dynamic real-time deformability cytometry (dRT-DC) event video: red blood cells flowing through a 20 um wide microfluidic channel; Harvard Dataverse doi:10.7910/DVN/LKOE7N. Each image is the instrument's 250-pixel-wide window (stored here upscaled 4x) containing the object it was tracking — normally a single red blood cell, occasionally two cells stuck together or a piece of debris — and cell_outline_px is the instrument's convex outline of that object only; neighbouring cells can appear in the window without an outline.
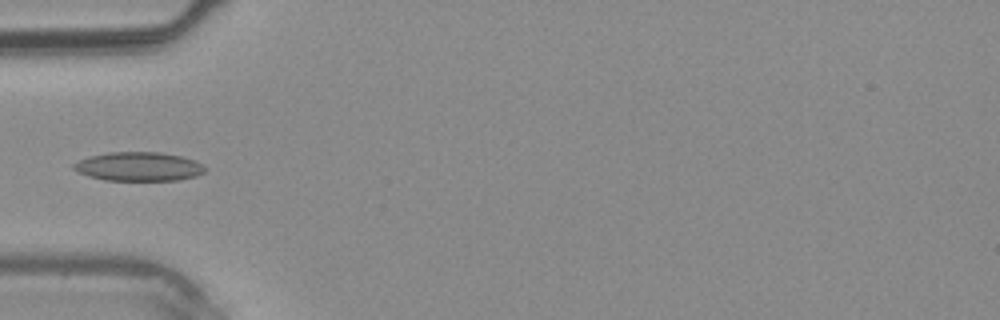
{"species": "common noctule bat (a hibernating species)", "species_latin": "Nyctalus noctula", "temperature_condition": "warm", "stored_images_in_passage": 22, "camera_frame_rate_fps": 3000, "um_per_image_px": 0.085, "animal": {"sex": "male", "body_mass_g": 20.4}, "frame": {"image": 1, "passage_image": 13, "time_ms": 4.0, "image_size_px": [1000, 320], "cell_outline_px": [[208, 168], [204, 172], [196, 176], [180, 180], [104, 180], [88, 176], [72, 168], [72, 164], [88, 156], [108, 152], [160, 152], [180, 156], [196, 160]], "centroid_in_image_um": [11.81, 14.15], "position_along_channel_um": 73.2, "area_um2": 22.25}}